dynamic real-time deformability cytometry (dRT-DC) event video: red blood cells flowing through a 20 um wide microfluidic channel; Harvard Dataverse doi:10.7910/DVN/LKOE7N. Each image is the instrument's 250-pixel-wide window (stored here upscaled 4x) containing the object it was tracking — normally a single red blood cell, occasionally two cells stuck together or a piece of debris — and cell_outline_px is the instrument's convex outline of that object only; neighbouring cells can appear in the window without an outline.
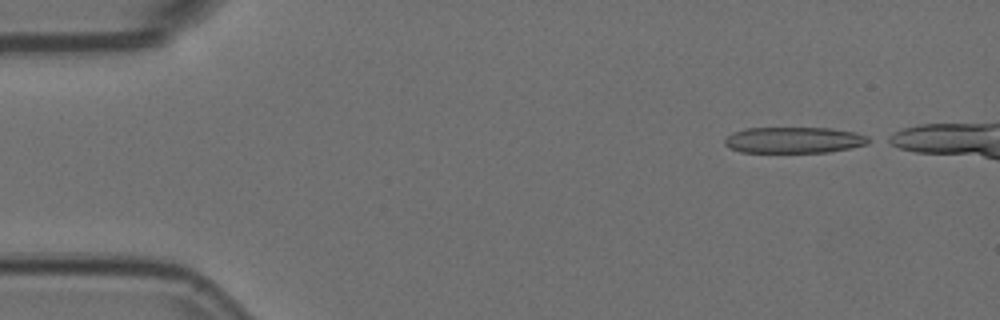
{"species": "Egyptian fruit bat (a non-hibernating species)", "species_latin": "Rousettus aegyptiacus", "temperature_condition": "room temperature", "stored_images_in_passage": 43, "camera_frame_rate_fps": 3000, "um_per_image_px": 0.085, "animal": {"sex": "female"}, "frame": {"image": 1, "passage_image": 1, "time_ms": 0.0, "image_size_px": [1000, 320], "cell_outline_px": [[876, 140], [868, 144], [828, 152], [740, 152], [724, 144], [724, 140], [732, 132], [744, 128], [832, 128], [856, 132], [868, 136]], "centroid_in_image_um": [67.54, 11.89], "position_along_channel_um": 17.5, "area_um2": 22.08}}
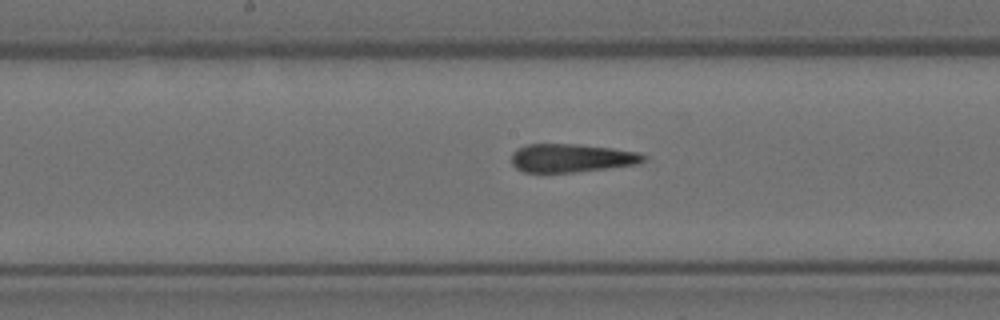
{"frame": {"image": 2, "passage_image": 23, "time_ms": 7.333, "image_size_px": [1000, 320], "cell_outline_px": [[644, 160], [636, 164], [576, 172], [524, 172], [516, 168], [512, 164], [512, 152], [516, 148], [528, 144], [580, 144], [612, 148], [640, 152], [644, 156]], "centroid_in_image_um": [48.54, 13.42], "position_along_channel_um": 199.7, "area_um2": 21.79}}
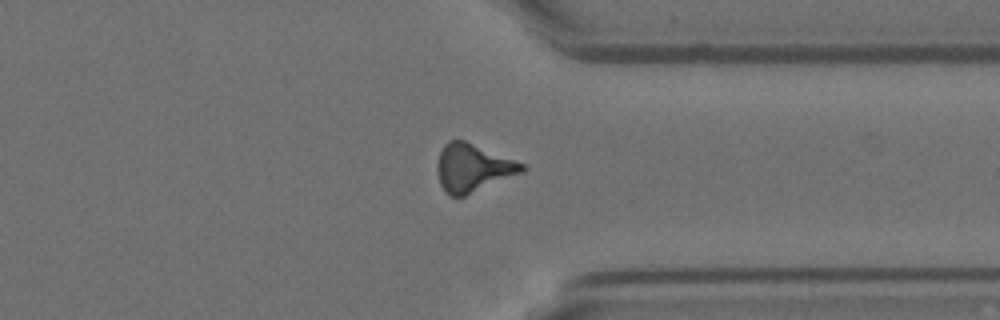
{"frame": {"image": 3, "passage_image": 37, "time_ms": 12.0, "image_size_px": [1000, 320], "cell_outline_px": [[524, 172], [464, 196], [448, 196], [444, 192], [440, 184], [436, 168], [436, 164], [440, 152], [444, 144], [448, 140], [464, 140], [524, 164]], "centroid_in_image_um": [40.14, 14.28], "position_along_channel_um": 371.3, "area_um2": 23.52}, "authors_computed_cell_mechanics": {"area_um2": 22.542, "velocity_mm_per_s": 3.7414, "shape_relaxation_time_tau1_ms": null, "shape_relaxation_time_tau2_ms": 5.4042, "deformation_change_tau1": null, "deformation_change_tau2": 0.205}}